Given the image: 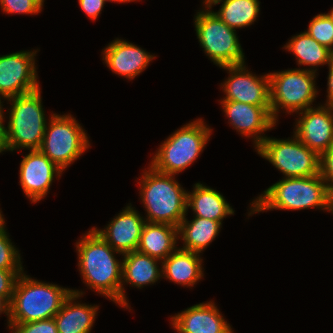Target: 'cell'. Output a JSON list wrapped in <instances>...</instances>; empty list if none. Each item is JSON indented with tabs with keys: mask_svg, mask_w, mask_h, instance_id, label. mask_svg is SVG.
<instances>
[{
	"mask_svg": "<svg viewBox=\"0 0 333 333\" xmlns=\"http://www.w3.org/2000/svg\"><path fill=\"white\" fill-rule=\"evenodd\" d=\"M1 210H0V232H3L5 229V221H4V217L3 215L1 214Z\"/></svg>",
	"mask_w": 333,
	"mask_h": 333,
	"instance_id": "37",
	"label": "cell"
},
{
	"mask_svg": "<svg viewBox=\"0 0 333 333\" xmlns=\"http://www.w3.org/2000/svg\"><path fill=\"white\" fill-rule=\"evenodd\" d=\"M211 132L212 129L201 118L182 126L163 141L150 166L161 173H181L201 154Z\"/></svg>",
	"mask_w": 333,
	"mask_h": 333,
	"instance_id": "5",
	"label": "cell"
},
{
	"mask_svg": "<svg viewBox=\"0 0 333 333\" xmlns=\"http://www.w3.org/2000/svg\"><path fill=\"white\" fill-rule=\"evenodd\" d=\"M209 1H210V0H204V1H203V4L205 5V4H207Z\"/></svg>",
	"mask_w": 333,
	"mask_h": 333,
	"instance_id": "39",
	"label": "cell"
},
{
	"mask_svg": "<svg viewBox=\"0 0 333 333\" xmlns=\"http://www.w3.org/2000/svg\"><path fill=\"white\" fill-rule=\"evenodd\" d=\"M202 261L199 253L178 248L161 262L162 277L192 287L204 275Z\"/></svg>",
	"mask_w": 333,
	"mask_h": 333,
	"instance_id": "21",
	"label": "cell"
},
{
	"mask_svg": "<svg viewBox=\"0 0 333 333\" xmlns=\"http://www.w3.org/2000/svg\"><path fill=\"white\" fill-rule=\"evenodd\" d=\"M119 2V3H127V2H131V1H136V0H112V2Z\"/></svg>",
	"mask_w": 333,
	"mask_h": 333,
	"instance_id": "38",
	"label": "cell"
},
{
	"mask_svg": "<svg viewBox=\"0 0 333 333\" xmlns=\"http://www.w3.org/2000/svg\"><path fill=\"white\" fill-rule=\"evenodd\" d=\"M23 270H2L0 269V297L10 304L14 287L19 275Z\"/></svg>",
	"mask_w": 333,
	"mask_h": 333,
	"instance_id": "31",
	"label": "cell"
},
{
	"mask_svg": "<svg viewBox=\"0 0 333 333\" xmlns=\"http://www.w3.org/2000/svg\"><path fill=\"white\" fill-rule=\"evenodd\" d=\"M178 227L166 223L145 222L137 251L161 262L177 249Z\"/></svg>",
	"mask_w": 333,
	"mask_h": 333,
	"instance_id": "22",
	"label": "cell"
},
{
	"mask_svg": "<svg viewBox=\"0 0 333 333\" xmlns=\"http://www.w3.org/2000/svg\"><path fill=\"white\" fill-rule=\"evenodd\" d=\"M284 49L289 50L295 55L298 65L313 66V69L312 67L309 68L312 72L317 71V66L329 64L333 59V52L319 44L315 39L310 37L306 31L299 35H294V37L286 43Z\"/></svg>",
	"mask_w": 333,
	"mask_h": 333,
	"instance_id": "25",
	"label": "cell"
},
{
	"mask_svg": "<svg viewBox=\"0 0 333 333\" xmlns=\"http://www.w3.org/2000/svg\"><path fill=\"white\" fill-rule=\"evenodd\" d=\"M122 256L124 257L122 259L121 307L128 309L124 283H129L137 288L154 284L162 277V268L159 269L157 265L159 259L137 250Z\"/></svg>",
	"mask_w": 333,
	"mask_h": 333,
	"instance_id": "19",
	"label": "cell"
},
{
	"mask_svg": "<svg viewBox=\"0 0 333 333\" xmlns=\"http://www.w3.org/2000/svg\"><path fill=\"white\" fill-rule=\"evenodd\" d=\"M257 153L281 171L285 178L311 177L320 174V155L309 149L295 135L293 139L267 137Z\"/></svg>",
	"mask_w": 333,
	"mask_h": 333,
	"instance_id": "10",
	"label": "cell"
},
{
	"mask_svg": "<svg viewBox=\"0 0 333 333\" xmlns=\"http://www.w3.org/2000/svg\"><path fill=\"white\" fill-rule=\"evenodd\" d=\"M229 123L241 135L254 137L255 149L267 138L262 136L276 125L271 116V106H255L237 101H220Z\"/></svg>",
	"mask_w": 333,
	"mask_h": 333,
	"instance_id": "15",
	"label": "cell"
},
{
	"mask_svg": "<svg viewBox=\"0 0 333 333\" xmlns=\"http://www.w3.org/2000/svg\"><path fill=\"white\" fill-rule=\"evenodd\" d=\"M78 267L83 282L121 306L122 262L115 251L93 228L76 242Z\"/></svg>",
	"mask_w": 333,
	"mask_h": 333,
	"instance_id": "1",
	"label": "cell"
},
{
	"mask_svg": "<svg viewBox=\"0 0 333 333\" xmlns=\"http://www.w3.org/2000/svg\"><path fill=\"white\" fill-rule=\"evenodd\" d=\"M13 333H58L54 318L22 324H9Z\"/></svg>",
	"mask_w": 333,
	"mask_h": 333,
	"instance_id": "30",
	"label": "cell"
},
{
	"mask_svg": "<svg viewBox=\"0 0 333 333\" xmlns=\"http://www.w3.org/2000/svg\"><path fill=\"white\" fill-rule=\"evenodd\" d=\"M205 8V11L197 12L194 20L196 35L205 54L219 67L245 63L236 30L223 22L208 5L205 4Z\"/></svg>",
	"mask_w": 333,
	"mask_h": 333,
	"instance_id": "7",
	"label": "cell"
},
{
	"mask_svg": "<svg viewBox=\"0 0 333 333\" xmlns=\"http://www.w3.org/2000/svg\"><path fill=\"white\" fill-rule=\"evenodd\" d=\"M306 33L333 52V10L313 17Z\"/></svg>",
	"mask_w": 333,
	"mask_h": 333,
	"instance_id": "27",
	"label": "cell"
},
{
	"mask_svg": "<svg viewBox=\"0 0 333 333\" xmlns=\"http://www.w3.org/2000/svg\"><path fill=\"white\" fill-rule=\"evenodd\" d=\"M134 208L130 203L103 230L93 227L115 251L122 255L137 250L142 228L146 222Z\"/></svg>",
	"mask_w": 333,
	"mask_h": 333,
	"instance_id": "16",
	"label": "cell"
},
{
	"mask_svg": "<svg viewBox=\"0 0 333 333\" xmlns=\"http://www.w3.org/2000/svg\"><path fill=\"white\" fill-rule=\"evenodd\" d=\"M220 2L221 8L215 14L234 30L253 24L260 12L258 0H210L206 5L212 9Z\"/></svg>",
	"mask_w": 333,
	"mask_h": 333,
	"instance_id": "26",
	"label": "cell"
},
{
	"mask_svg": "<svg viewBox=\"0 0 333 333\" xmlns=\"http://www.w3.org/2000/svg\"><path fill=\"white\" fill-rule=\"evenodd\" d=\"M11 103L7 124V151L39 150L48 122L40 89L7 99Z\"/></svg>",
	"mask_w": 333,
	"mask_h": 333,
	"instance_id": "6",
	"label": "cell"
},
{
	"mask_svg": "<svg viewBox=\"0 0 333 333\" xmlns=\"http://www.w3.org/2000/svg\"><path fill=\"white\" fill-rule=\"evenodd\" d=\"M171 174L156 171L152 166L141 176L140 198L147 215L146 222L166 223L178 227L186 217L187 192Z\"/></svg>",
	"mask_w": 333,
	"mask_h": 333,
	"instance_id": "4",
	"label": "cell"
},
{
	"mask_svg": "<svg viewBox=\"0 0 333 333\" xmlns=\"http://www.w3.org/2000/svg\"><path fill=\"white\" fill-rule=\"evenodd\" d=\"M294 135L320 156L333 146V106L310 107L297 113Z\"/></svg>",
	"mask_w": 333,
	"mask_h": 333,
	"instance_id": "13",
	"label": "cell"
},
{
	"mask_svg": "<svg viewBox=\"0 0 333 333\" xmlns=\"http://www.w3.org/2000/svg\"><path fill=\"white\" fill-rule=\"evenodd\" d=\"M329 73H328V82H327V101L325 104L333 106V59L328 64Z\"/></svg>",
	"mask_w": 333,
	"mask_h": 333,
	"instance_id": "35",
	"label": "cell"
},
{
	"mask_svg": "<svg viewBox=\"0 0 333 333\" xmlns=\"http://www.w3.org/2000/svg\"><path fill=\"white\" fill-rule=\"evenodd\" d=\"M80 8L87 14L91 20H96L101 14L106 1L112 0H78Z\"/></svg>",
	"mask_w": 333,
	"mask_h": 333,
	"instance_id": "33",
	"label": "cell"
},
{
	"mask_svg": "<svg viewBox=\"0 0 333 333\" xmlns=\"http://www.w3.org/2000/svg\"><path fill=\"white\" fill-rule=\"evenodd\" d=\"M103 60L107 67L119 76L132 80L147 68L156 57L146 50L116 38L104 48Z\"/></svg>",
	"mask_w": 333,
	"mask_h": 333,
	"instance_id": "18",
	"label": "cell"
},
{
	"mask_svg": "<svg viewBox=\"0 0 333 333\" xmlns=\"http://www.w3.org/2000/svg\"><path fill=\"white\" fill-rule=\"evenodd\" d=\"M3 110L2 102H0V153L7 151V128L3 124L5 119Z\"/></svg>",
	"mask_w": 333,
	"mask_h": 333,
	"instance_id": "34",
	"label": "cell"
},
{
	"mask_svg": "<svg viewBox=\"0 0 333 333\" xmlns=\"http://www.w3.org/2000/svg\"><path fill=\"white\" fill-rule=\"evenodd\" d=\"M43 4L44 0H0L1 9L7 14H37Z\"/></svg>",
	"mask_w": 333,
	"mask_h": 333,
	"instance_id": "29",
	"label": "cell"
},
{
	"mask_svg": "<svg viewBox=\"0 0 333 333\" xmlns=\"http://www.w3.org/2000/svg\"><path fill=\"white\" fill-rule=\"evenodd\" d=\"M63 170L40 150H30L20 162V186L32 203L39 202L48 193L55 176Z\"/></svg>",
	"mask_w": 333,
	"mask_h": 333,
	"instance_id": "14",
	"label": "cell"
},
{
	"mask_svg": "<svg viewBox=\"0 0 333 333\" xmlns=\"http://www.w3.org/2000/svg\"><path fill=\"white\" fill-rule=\"evenodd\" d=\"M90 147L87 134L72 115L51 114L40 151L63 171Z\"/></svg>",
	"mask_w": 333,
	"mask_h": 333,
	"instance_id": "9",
	"label": "cell"
},
{
	"mask_svg": "<svg viewBox=\"0 0 333 333\" xmlns=\"http://www.w3.org/2000/svg\"><path fill=\"white\" fill-rule=\"evenodd\" d=\"M320 174L333 195V146L320 156Z\"/></svg>",
	"mask_w": 333,
	"mask_h": 333,
	"instance_id": "32",
	"label": "cell"
},
{
	"mask_svg": "<svg viewBox=\"0 0 333 333\" xmlns=\"http://www.w3.org/2000/svg\"><path fill=\"white\" fill-rule=\"evenodd\" d=\"M220 68L227 70L229 73L228 79L221 83L226 95L221 101H237L255 106H271L269 73L258 77L248 71L245 63L222 66Z\"/></svg>",
	"mask_w": 333,
	"mask_h": 333,
	"instance_id": "12",
	"label": "cell"
},
{
	"mask_svg": "<svg viewBox=\"0 0 333 333\" xmlns=\"http://www.w3.org/2000/svg\"><path fill=\"white\" fill-rule=\"evenodd\" d=\"M72 289L39 282L23 272L19 275L9 304V324L54 318Z\"/></svg>",
	"mask_w": 333,
	"mask_h": 333,
	"instance_id": "3",
	"label": "cell"
},
{
	"mask_svg": "<svg viewBox=\"0 0 333 333\" xmlns=\"http://www.w3.org/2000/svg\"><path fill=\"white\" fill-rule=\"evenodd\" d=\"M194 186L192 192H187V208L191 207L196 217L222 224L225 217L234 214L230 204L218 191L201 183H196Z\"/></svg>",
	"mask_w": 333,
	"mask_h": 333,
	"instance_id": "23",
	"label": "cell"
},
{
	"mask_svg": "<svg viewBox=\"0 0 333 333\" xmlns=\"http://www.w3.org/2000/svg\"><path fill=\"white\" fill-rule=\"evenodd\" d=\"M2 312L7 315V318H9V304L0 297V314Z\"/></svg>",
	"mask_w": 333,
	"mask_h": 333,
	"instance_id": "36",
	"label": "cell"
},
{
	"mask_svg": "<svg viewBox=\"0 0 333 333\" xmlns=\"http://www.w3.org/2000/svg\"><path fill=\"white\" fill-rule=\"evenodd\" d=\"M221 223L206 218L194 217L192 221L183 218L178 226V237L184 241L181 249L202 253L218 235Z\"/></svg>",
	"mask_w": 333,
	"mask_h": 333,
	"instance_id": "24",
	"label": "cell"
},
{
	"mask_svg": "<svg viewBox=\"0 0 333 333\" xmlns=\"http://www.w3.org/2000/svg\"><path fill=\"white\" fill-rule=\"evenodd\" d=\"M316 73L305 68L270 72L271 116L275 121L281 108L291 114L313 107L318 93L314 81Z\"/></svg>",
	"mask_w": 333,
	"mask_h": 333,
	"instance_id": "8",
	"label": "cell"
},
{
	"mask_svg": "<svg viewBox=\"0 0 333 333\" xmlns=\"http://www.w3.org/2000/svg\"><path fill=\"white\" fill-rule=\"evenodd\" d=\"M82 295L83 292L72 290L60 311L54 316L58 333H90L99 308L97 305L73 302Z\"/></svg>",
	"mask_w": 333,
	"mask_h": 333,
	"instance_id": "20",
	"label": "cell"
},
{
	"mask_svg": "<svg viewBox=\"0 0 333 333\" xmlns=\"http://www.w3.org/2000/svg\"><path fill=\"white\" fill-rule=\"evenodd\" d=\"M12 244L6 230L0 232V269L23 270L19 250Z\"/></svg>",
	"mask_w": 333,
	"mask_h": 333,
	"instance_id": "28",
	"label": "cell"
},
{
	"mask_svg": "<svg viewBox=\"0 0 333 333\" xmlns=\"http://www.w3.org/2000/svg\"><path fill=\"white\" fill-rule=\"evenodd\" d=\"M333 195L321 174L311 177L283 178L276 182L250 205L251 214L265 210H301L321 208L331 212Z\"/></svg>",
	"mask_w": 333,
	"mask_h": 333,
	"instance_id": "2",
	"label": "cell"
},
{
	"mask_svg": "<svg viewBox=\"0 0 333 333\" xmlns=\"http://www.w3.org/2000/svg\"><path fill=\"white\" fill-rule=\"evenodd\" d=\"M37 50L0 56V100L40 89L35 66Z\"/></svg>",
	"mask_w": 333,
	"mask_h": 333,
	"instance_id": "11",
	"label": "cell"
},
{
	"mask_svg": "<svg viewBox=\"0 0 333 333\" xmlns=\"http://www.w3.org/2000/svg\"><path fill=\"white\" fill-rule=\"evenodd\" d=\"M171 322L178 333H233L213 301L191 306L172 316Z\"/></svg>",
	"mask_w": 333,
	"mask_h": 333,
	"instance_id": "17",
	"label": "cell"
}]
</instances>
